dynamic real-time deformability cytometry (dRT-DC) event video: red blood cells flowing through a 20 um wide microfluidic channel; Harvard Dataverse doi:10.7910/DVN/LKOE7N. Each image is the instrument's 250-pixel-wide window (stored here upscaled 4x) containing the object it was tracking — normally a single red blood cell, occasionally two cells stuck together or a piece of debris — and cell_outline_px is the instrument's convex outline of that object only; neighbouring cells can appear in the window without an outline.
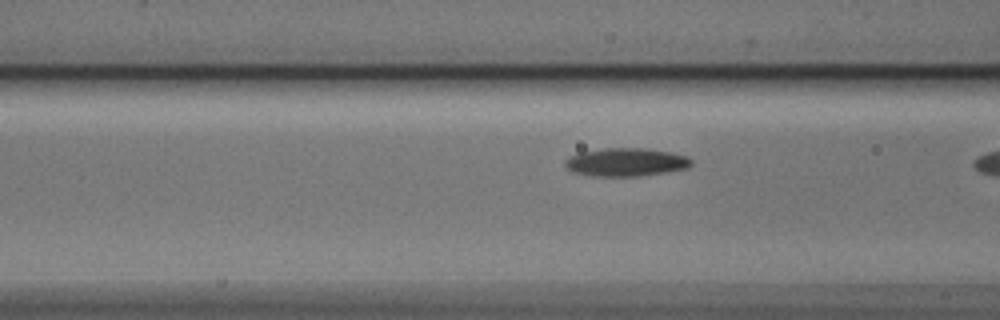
{"species": "Egyptian fruit bat (a non-hibernating species)", "species_latin": "Rousettus aegyptiacus", "temperature_condition": "cold", "stored_images_in_passage": 8, "camera_frame_rate_fps": 3000, "um_per_image_px": 0.085, "animal": {"sex": "male"}, "frame": {"image": 1, "passage_image": 7, "time_ms": 2.0, "image_size_px": [1000, 320], "cell_outline_px": [[692, 164], [688, 168], [664, 172], [636, 176], [592, 176], [572, 172], [564, 164], [564, 160], [568, 156], [580, 152], [604, 148], [644, 148], [668, 152], [688, 156], [692, 160]], "centroid_in_image_um": [53.17, 13.78], "position_along_channel_um": 113.4, "area_um2": 20.75}}